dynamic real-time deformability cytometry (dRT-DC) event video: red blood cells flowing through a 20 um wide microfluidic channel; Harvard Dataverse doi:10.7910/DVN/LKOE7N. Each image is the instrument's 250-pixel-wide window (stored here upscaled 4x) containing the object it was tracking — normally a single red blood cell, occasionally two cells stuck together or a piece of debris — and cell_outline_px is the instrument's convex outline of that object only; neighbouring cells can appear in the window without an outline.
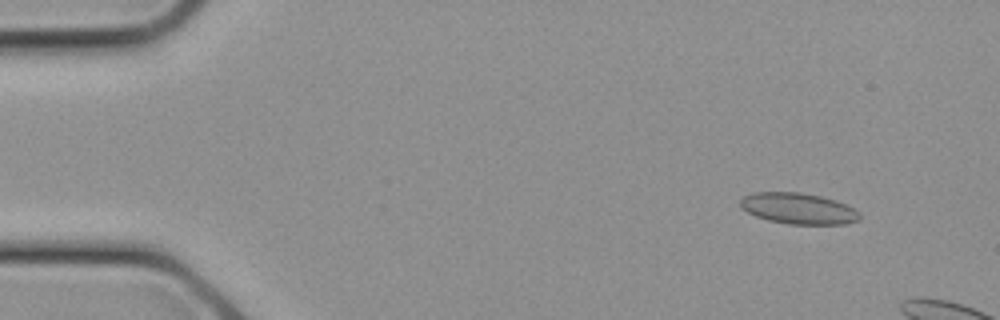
{"species": "common noctule bat (a hibernating species)", "species_latin": "Nyctalus noctula", "temperature_condition": "cold", "stored_images_in_passage": 6, "camera_frame_rate_fps": 3000, "um_per_image_px": 0.085, "animal": {"sex": "female", "body_mass_g": 21.9}, "frame": {"image": 1, "passage_image": 3, "time_ms": 0.667, "image_size_px": [1000, 320], "cell_outline_px": [[860, 220], [848, 224], [788, 224], [768, 220], [756, 216], [740, 208], [740, 200], [744, 196], [752, 192], [800, 192], [820, 196], [836, 200], [860, 212]], "centroid_in_image_um": [67.85, 17.72], "position_along_channel_um": 17.1, "area_um2": 21.68}}